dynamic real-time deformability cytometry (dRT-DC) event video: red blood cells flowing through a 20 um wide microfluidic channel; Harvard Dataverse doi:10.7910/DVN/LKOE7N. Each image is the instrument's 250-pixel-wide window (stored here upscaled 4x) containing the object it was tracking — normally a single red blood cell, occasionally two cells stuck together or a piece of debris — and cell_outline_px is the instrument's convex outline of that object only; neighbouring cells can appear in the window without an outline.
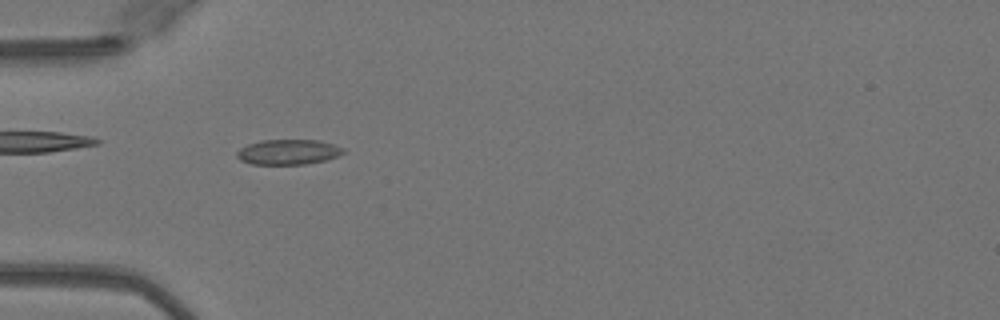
{"species": "Egyptian fruit bat (a non-hibernating species)", "species_latin": "Rousettus aegyptiacus", "temperature_condition": "warm", "stored_images_in_passage": 51, "camera_frame_rate_fps": 3000, "um_per_image_px": 0.085, "animal": {"sex": "female"}, "frame": {"image": 1, "passage_image": 17, "time_ms": 5.333, "image_size_px": [1000, 320], "cell_outline_px": [[344, 152], [336, 156], [324, 160], [304, 164], [252, 164], [240, 160], [236, 156], [236, 152], [240, 148], [248, 144], [260, 140], [320, 140], [344, 148]], "centroid_in_image_um": [24.46, 12.91], "position_along_channel_um": 60.5, "area_um2": 15.49}}
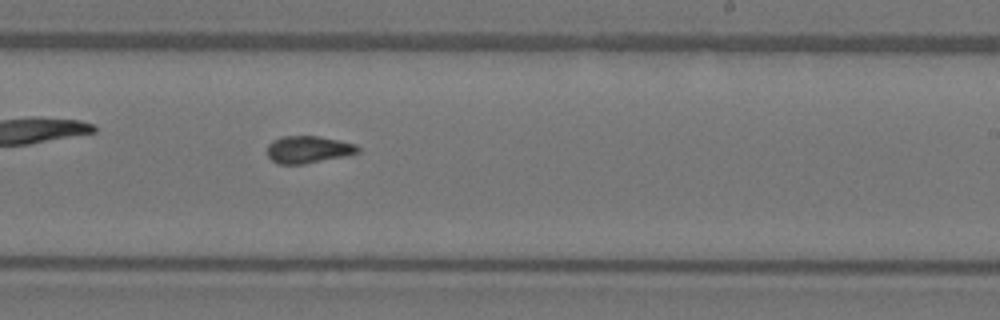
{"frame": {"image": 2, "passage_image": 32, "time_ms": 10.333, "image_size_px": [1000, 320], "cell_outline_px": [[360, 152], [304, 164], [276, 164], [268, 156], [268, 144], [272, 140], [280, 136], [316, 136], [356, 144], [360, 148]], "centroid_in_image_um": [26.15, 12.7], "position_along_channel_um": 262.8, "area_um2": 14.22}}
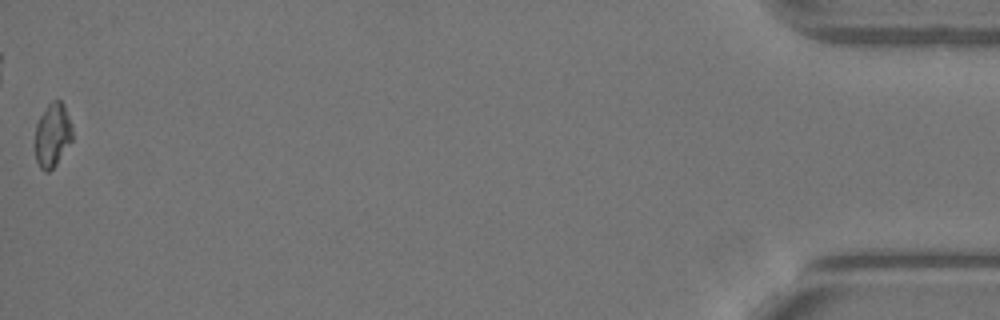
{"frame": {"image": 3, "passage_image": 51, "time_ms": 16.667, "image_size_px": [1000, 320], "cell_outline_px": [[72, 140], [56, 164], [48, 172], [44, 172], [40, 168], [36, 160], [36, 124], [40, 116], [48, 104], [52, 100], [60, 100], [64, 104], [72, 124]], "centroid_in_image_um": [4.47, 11.47], "position_along_channel_um": 430.7, "area_um2": 13.81}, "authors_computed_cell_mechanics": {"area_um2": 14.8546, "velocity_mm_per_s": 4.1201, "shape_relaxation_time_tau1_ms": null, "shape_relaxation_time_tau2_ms": 2.1097, "deformation_change_tau1": null, "deformation_change_tau2": 0.0524}}